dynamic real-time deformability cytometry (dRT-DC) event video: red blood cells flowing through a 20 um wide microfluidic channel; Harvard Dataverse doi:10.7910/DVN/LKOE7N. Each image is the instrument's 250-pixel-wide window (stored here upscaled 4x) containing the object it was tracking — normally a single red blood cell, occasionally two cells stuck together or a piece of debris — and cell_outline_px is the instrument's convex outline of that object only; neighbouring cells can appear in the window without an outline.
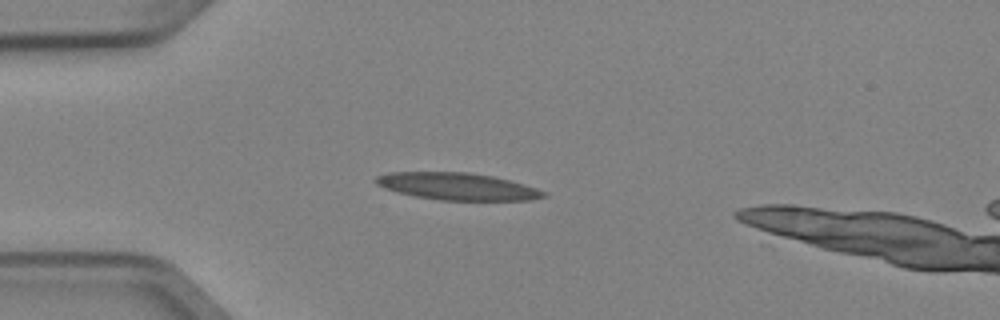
{"species": "Egyptian fruit bat (a non-hibernating species)", "species_latin": "Rousettus aegyptiacus", "temperature_condition": "cold", "stored_images_in_passage": 3, "camera_frame_rate_fps": 3000, "um_per_image_px": 0.085, "animal": {"sex": "female"}, "frame": {"image": 1, "passage_image": 2, "time_ms": 0.333, "image_size_px": [1000, 320], "cell_outline_px": [[548, 196], [532, 200], [440, 200], [416, 196], [396, 192], [376, 184], [376, 176], [388, 172], [468, 172], [492, 176], [524, 184], [548, 192]], "centroid_in_image_um": [38.9, 15.84], "position_along_channel_um": 46.1, "area_um2": 26.47}}